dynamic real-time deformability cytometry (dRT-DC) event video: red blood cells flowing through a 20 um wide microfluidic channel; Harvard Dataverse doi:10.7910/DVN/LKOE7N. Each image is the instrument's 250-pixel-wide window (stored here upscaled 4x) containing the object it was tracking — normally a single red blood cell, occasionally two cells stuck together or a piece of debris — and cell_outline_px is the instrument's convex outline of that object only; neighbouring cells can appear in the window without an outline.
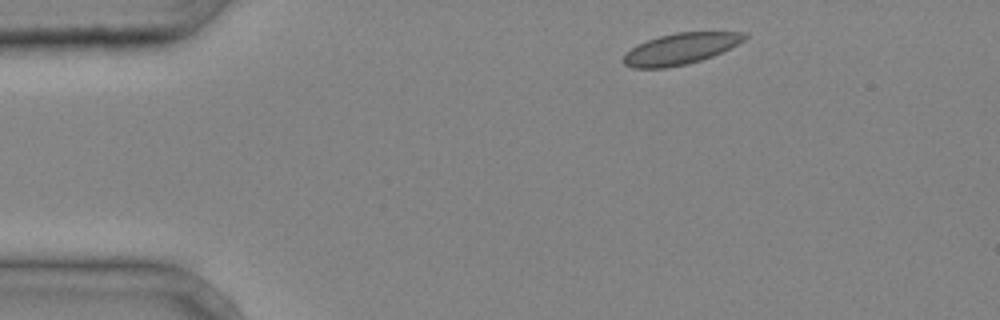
{"species": "common noctule bat (a hibernating species)", "species_latin": "Nyctalus noctula", "temperature_condition": "cold", "stored_images_in_passage": 30, "camera_frame_rate_fps": 3000, "um_per_image_px": 0.085, "animal": {"sex": "male", "body_mass_g": 20.4}, "frame": {"image": 1, "passage_image": 1, "time_ms": 0.0, "image_size_px": [1000, 320], "cell_outline_px": [[748, 36], [744, 40], [712, 56], [688, 64], [664, 68], [632, 68], [624, 64], [620, 60], [632, 48], [648, 40], [660, 36], [676, 32], [744, 32]], "centroid_in_image_um": [57.82, 4.15], "position_along_channel_um": 27.2, "area_um2": 21.68}}
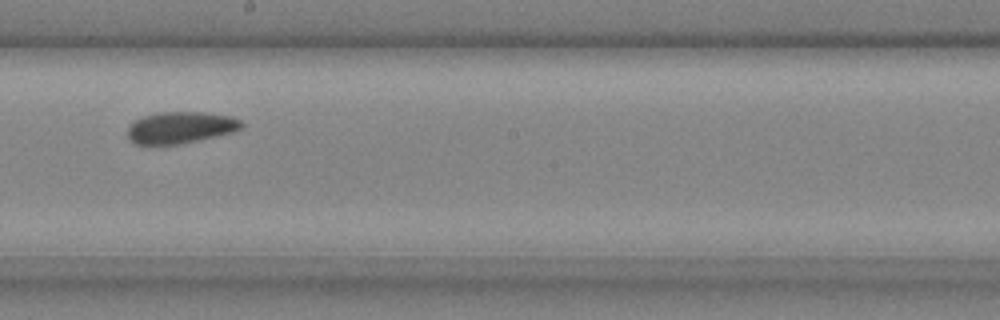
{"frame": {"image": 2, "passage_image": 18, "time_ms": 5.667, "image_size_px": [1000, 320], "cell_outline_px": [[244, 124], [240, 128], [232, 132], [180, 144], [136, 144], [128, 140], [128, 128], [136, 120], [144, 116], [156, 112], [204, 112], [232, 116], [240, 120]], "centroid_in_image_um": [15.34, 10.83], "position_along_channel_um": 232.9, "area_um2": 20.87}}
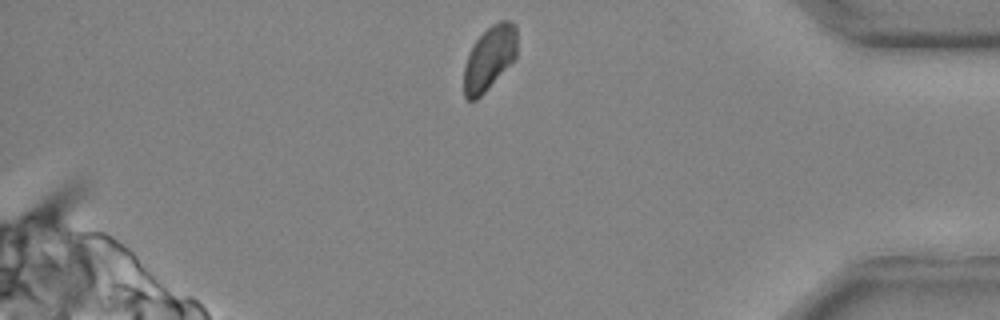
{"frame": {"image": 3, "passage_image": 30, "time_ms": 9.667, "image_size_px": [1000, 320], "cell_outline_px": [[516, 60], [476, 100], [468, 100], [464, 96], [464, 68], [472, 44], [492, 24], [500, 20], [508, 20], [516, 24]], "centroid_in_image_um": [41.62, 4.93], "position_along_channel_um": 393.6, "area_um2": 19.88}}